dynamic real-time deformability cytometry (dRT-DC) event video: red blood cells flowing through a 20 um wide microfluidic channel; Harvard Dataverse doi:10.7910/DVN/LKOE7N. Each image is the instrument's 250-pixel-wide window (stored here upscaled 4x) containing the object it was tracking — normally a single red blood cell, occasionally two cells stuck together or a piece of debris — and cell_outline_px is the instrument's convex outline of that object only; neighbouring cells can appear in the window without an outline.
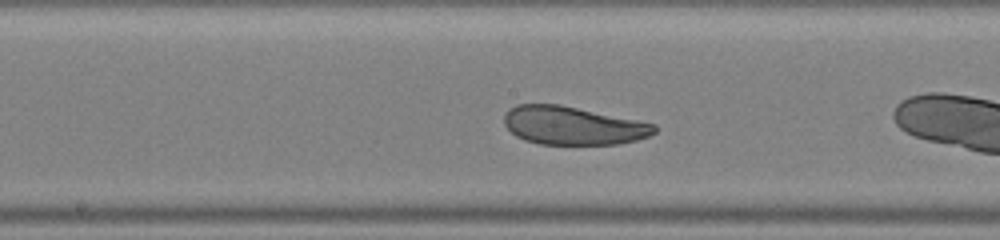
{"species": "human", "species_latin": "Homo sapiens", "temperature_condition": "warm", "stored_images_in_passage": 24, "camera_frame_rate_fps": 3000, "um_per_image_px": 0.085, "donor": {"sex": "male"}, "frame": {"image": 1, "passage_image": 8, "time_ms": 2.333, "image_size_px": [1000, 240], "cell_outline_px": [[656, 132], [648, 136], [636, 140], [616, 144], [540, 144], [524, 140], [516, 136], [504, 124], [504, 116], [508, 108], [516, 104], [560, 104], [656, 124]], "centroid_in_image_um": [48.67, 10.67], "position_along_channel_um": 199.5, "area_um2": 33.47}}
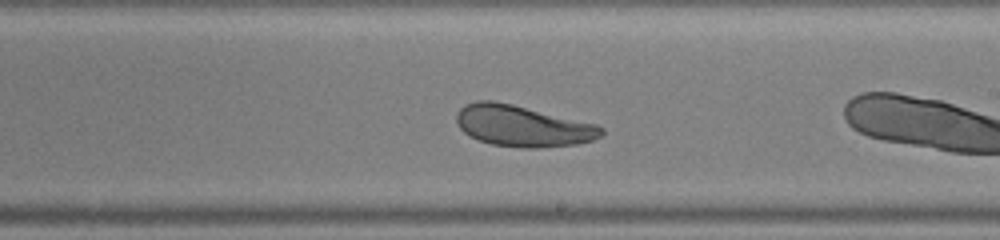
{"frame": {"image": 2, "passage_image": 11, "time_ms": 3.333, "image_size_px": [1000, 240], "cell_outline_px": [[604, 132], [600, 136], [592, 140], [576, 144], [540, 148], [520, 148], [492, 144], [480, 140], [464, 132], [460, 128], [456, 120], [456, 112], [464, 104], [476, 100], [492, 100], [512, 104], [596, 124], [604, 128]], "centroid_in_image_um": [44.4, 10.7], "position_along_channel_um": 244.6, "area_um2": 34.68}}
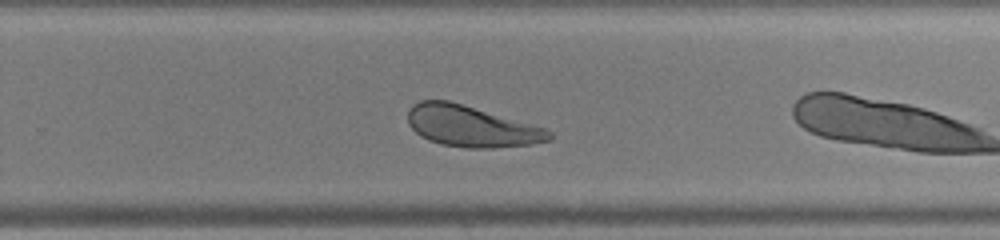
{"frame": {"image": 3, "passage_image": 14, "time_ms": 4.333, "image_size_px": [1000, 240], "cell_outline_px": [[552, 140], [532, 144], [492, 148], [468, 148], [440, 144], [428, 140], [420, 136], [408, 124], [408, 108], [412, 104], [420, 100], [448, 100], [532, 124], [544, 128], [552, 132]], "centroid_in_image_um": [40.03, 10.74], "position_along_channel_um": 289.8, "area_um2": 33.87}}